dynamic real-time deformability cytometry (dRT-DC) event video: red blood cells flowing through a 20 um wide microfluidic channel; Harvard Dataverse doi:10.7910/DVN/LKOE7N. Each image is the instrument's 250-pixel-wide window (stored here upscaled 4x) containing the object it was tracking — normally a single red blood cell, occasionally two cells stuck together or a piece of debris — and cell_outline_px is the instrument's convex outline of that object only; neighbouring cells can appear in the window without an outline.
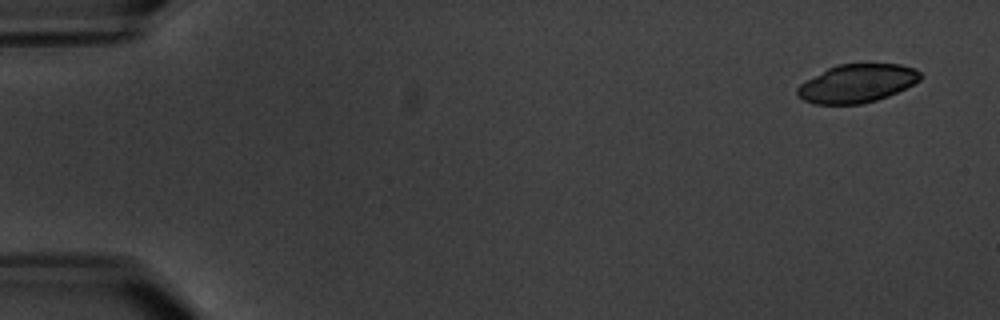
{"species": "common noctule bat (a hibernating species)", "species_latin": "Nyctalus noctula", "temperature_condition": "warm", "stored_images_in_passage": 4, "camera_frame_rate_fps": 3000, "um_per_image_px": 0.085, "animal": {"sex": "male", "body_mass_g": 20.1, "forearm_length_mm": 53.5}, "frame": {"image": 1, "passage_image": 1, "time_ms": 0.0, "image_size_px": [1000, 320], "cell_outline_px": [[920, 80], [888, 96], [876, 100], [860, 104], [812, 104], [804, 100], [796, 92], [796, 88], [800, 84], [828, 68], [840, 64], [900, 64], [916, 68], [920, 72]], "centroid_in_image_um": [72.84, 7.09], "position_along_channel_um": 12.2, "area_um2": 27.17}}